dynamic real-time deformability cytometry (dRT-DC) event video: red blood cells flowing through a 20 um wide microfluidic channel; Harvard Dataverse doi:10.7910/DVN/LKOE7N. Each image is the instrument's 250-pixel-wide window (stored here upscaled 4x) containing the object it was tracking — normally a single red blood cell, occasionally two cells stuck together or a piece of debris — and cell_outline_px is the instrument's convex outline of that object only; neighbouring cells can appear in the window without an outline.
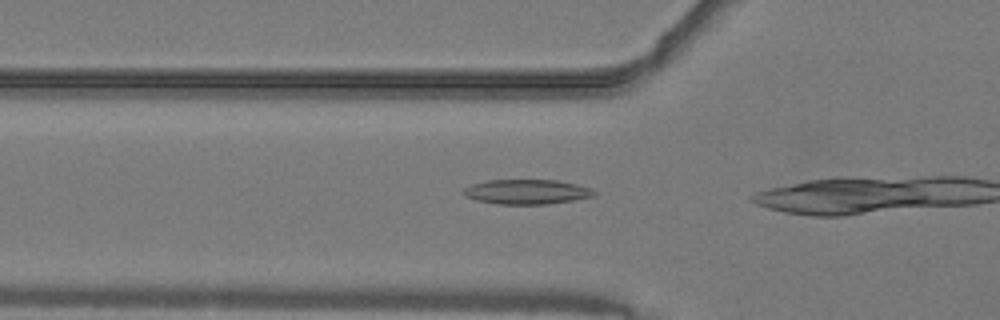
{"species": "common noctule bat (a hibernating species)", "species_latin": "Nyctalus noctula", "temperature_condition": "warm", "stored_images_in_passage": 9, "camera_frame_rate_fps": 3000, "um_per_image_px": 0.085, "animal": {"sex": "male", "body_mass_g": 19.2, "forearm_length_mm": 51.8}, "frame": {"image": 1, "passage_image": 8, "time_ms": 2.333, "image_size_px": [1000, 320], "cell_outline_px": [[596, 196], [548, 204], [496, 204], [476, 200], [464, 196], [460, 192], [464, 188], [472, 184], [484, 180], [556, 180], [576, 184], [588, 188], [596, 192]], "centroid_in_image_um": [44.71, 16.3], "position_along_channel_um": 81.1, "area_um2": 18.9}}